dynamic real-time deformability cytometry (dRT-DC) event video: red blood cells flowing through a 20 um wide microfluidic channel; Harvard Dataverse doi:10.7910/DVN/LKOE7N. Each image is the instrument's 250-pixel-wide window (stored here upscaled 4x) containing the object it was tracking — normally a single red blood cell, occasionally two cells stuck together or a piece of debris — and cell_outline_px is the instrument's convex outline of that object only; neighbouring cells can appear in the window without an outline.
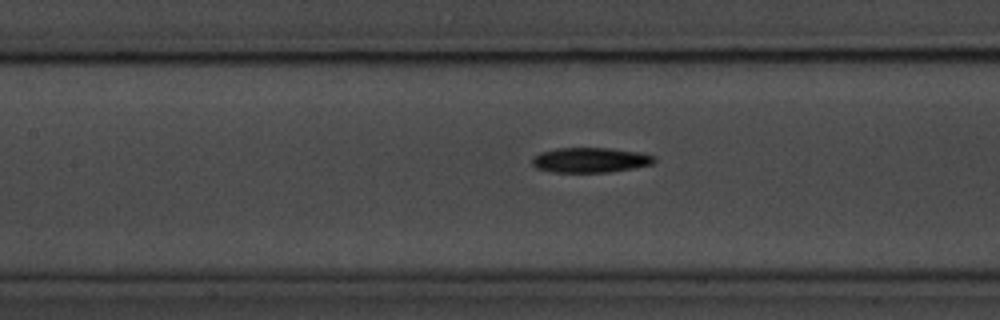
{"species": "common noctule bat (a hibernating species)", "species_latin": "Nyctalus noctula", "temperature_condition": "room temperature", "stored_images_in_passage": 17, "camera_frame_rate_fps": 3000, "um_per_image_px": 0.085, "animal": {"sex": "male", "body_mass_g": 20.1, "forearm_length_mm": 53.5}, "frame": {"image": 1, "passage_image": 12, "time_ms": 3.667, "image_size_px": [1000, 320], "cell_outline_px": [[656, 160], [652, 164], [632, 168], [608, 172], [552, 172], [536, 168], [532, 164], [532, 156], [540, 152], [556, 148], [608, 148], [640, 152], [656, 156]], "centroid_in_image_um": [50.15, 13.6], "position_along_channel_um": 157.2, "area_um2": 17.86}}